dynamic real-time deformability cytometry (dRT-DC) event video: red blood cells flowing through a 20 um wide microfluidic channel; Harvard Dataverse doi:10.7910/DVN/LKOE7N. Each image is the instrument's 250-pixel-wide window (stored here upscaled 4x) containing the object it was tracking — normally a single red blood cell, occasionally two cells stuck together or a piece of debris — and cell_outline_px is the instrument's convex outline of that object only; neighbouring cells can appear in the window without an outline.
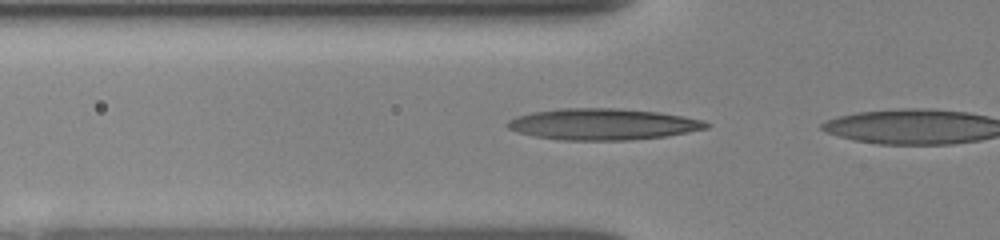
{"species": "human", "species_latin": "Homo sapiens", "temperature_condition": "room temperature", "stored_images_in_passage": 4, "camera_frame_rate_fps": 3000, "um_per_image_px": 0.085, "donor": {"sex": "female"}, "frame": {"image": 1, "passage_image": 3, "time_ms": 0.667, "image_size_px": [1000, 240], "cell_outline_px": [[712, 124], [708, 128], [688, 132], [664, 136], [632, 140], [560, 140], [536, 136], [520, 132], [508, 128], [508, 120], [516, 116], [532, 112], [560, 108], [616, 108], [660, 112], [684, 116], [704, 120]], "centroid_in_image_um": [51.29, 10.55], "position_along_channel_um": 74.5, "area_um2": 36.3}}